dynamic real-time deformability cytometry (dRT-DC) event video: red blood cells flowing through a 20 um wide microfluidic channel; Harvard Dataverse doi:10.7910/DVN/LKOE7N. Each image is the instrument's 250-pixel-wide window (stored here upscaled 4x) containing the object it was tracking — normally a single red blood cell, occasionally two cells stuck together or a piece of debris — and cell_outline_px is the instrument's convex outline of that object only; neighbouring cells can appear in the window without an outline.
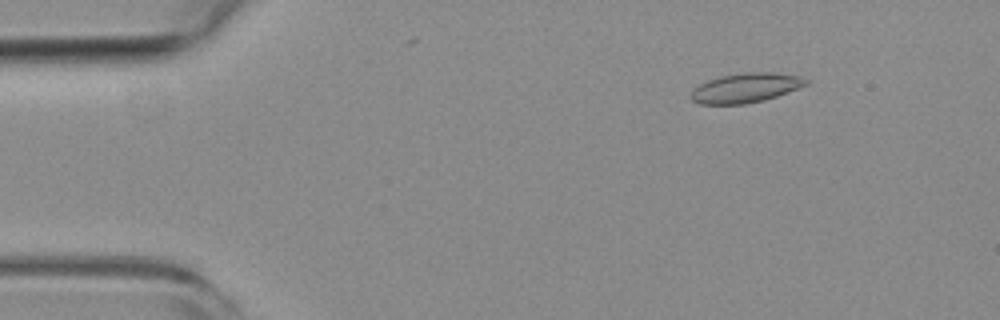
{"species": "common noctule bat (a hibernating species)", "species_latin": "Nyctalus noctula", "temperature_condition": "room temperature", "stored_images_in_passage": 10, "camera_frame_rate_fps": 3000, "um_per_image_px": 0.085, "animal": {"sex": "female", "body_mass_g": 19.3, "forearm_length_mm": 54.1}, "frame": {"image": 1, "passage_image": 7, "time_ms": 2.0, "image_size_px": [1000, 320], "cell_outline_px": [[812, 80], [808, 84], [776, 96], [764, 100], [744, 104], [700, 104], [692, 100], [688, 96], [700, 84], [708, 80], [720, 76], [744, 72], [776, 72], [800, 76]], "centroid_in_image_um": [63.41, 7.46], "position_along_channel_um": 21.6, "area_um2": 19.83}}